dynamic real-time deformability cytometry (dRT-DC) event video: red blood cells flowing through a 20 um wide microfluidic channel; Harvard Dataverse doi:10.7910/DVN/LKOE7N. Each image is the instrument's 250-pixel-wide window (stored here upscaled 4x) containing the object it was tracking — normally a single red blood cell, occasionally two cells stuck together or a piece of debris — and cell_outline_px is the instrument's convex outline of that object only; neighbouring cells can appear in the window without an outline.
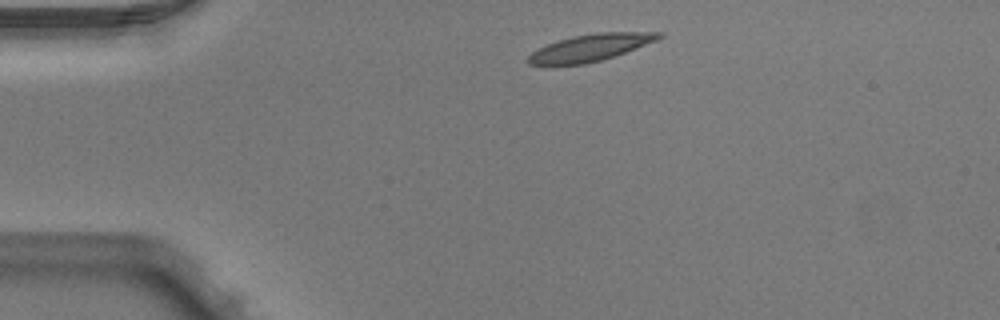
{"species": "Egyptian fruit bat (a non-hibernating species)", "species_latin": "Rousettus aegyptiacus", "temperature_condition": "warm", "stored_images_in_passage": 2, "camera_frame_rate_fps": 3000, "um_per_image_px": 0.085, "animal": {"sex": "male"}, "frame": {"image": 1, "passage_image": 1, "time_ms": 0.0, "image_size_px": [1000, 320], "cell_outline_px": [[664, 36], [656, 40], [616, 56], [584, 64], [528, 64], [524, 60], [532, 52], [548, 44], [572, 36], [596, 32], [664, 32]], "centroid_in_image_um": [50.21, 4.04], "position_along_channel_um": 34.8, "area_um2": 20.29}}
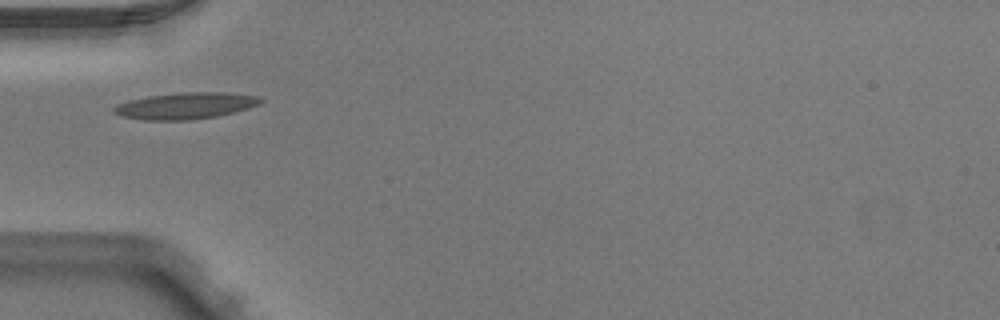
{"frame": {"image": 2, "passage_image": 2, "time_ms": 0.333, "image_size_px": [1000, 320], "cell_outline_px": [[264, 100], [260, 104], [248, 108], [216, 116], [188, 120], [144, 120], [120, 116], [112, 112], [112, 108], [116, 104], [128, 100], [148, 96], [184, 92], [224, 92], [256, 96]], "centroid_in_image_um": [15.71, 8.99], "position_along_channel_um": 69.3, "area_um2": 22.6}}